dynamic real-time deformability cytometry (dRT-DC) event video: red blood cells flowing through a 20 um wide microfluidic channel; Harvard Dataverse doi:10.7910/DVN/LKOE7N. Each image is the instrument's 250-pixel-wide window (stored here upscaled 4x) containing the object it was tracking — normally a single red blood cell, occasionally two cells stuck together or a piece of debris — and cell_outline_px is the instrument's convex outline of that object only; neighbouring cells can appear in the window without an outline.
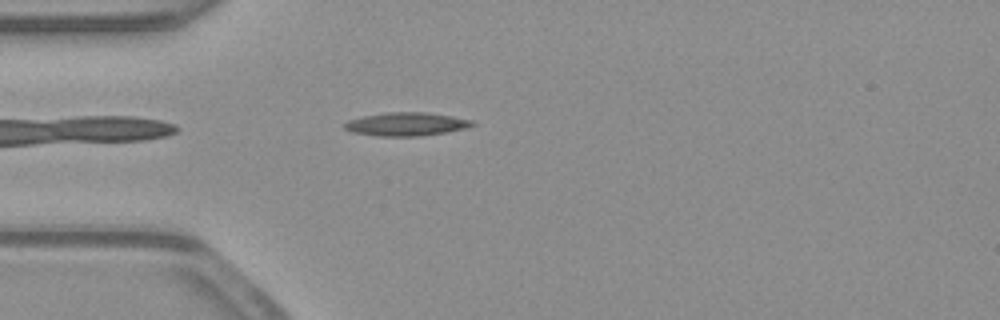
{"species": "common noctule bat (a hibernating species)", "species_latin": "Nyctalus noctula", "temperature_condition": "warm", "stored_images_in_passage": 39, "camera_frame_rate_fps": 3000, "um_per_image_px": 0.085, "animal": {"sex": "male", "body_mass_g": 23.1, "forearm_length_mm": 52.7}, "frame": {"image": 1, "passage_image": 1, "time_ms": 0.0, "image_size_px": [1000, 320], "cell_outline_px": [[476, 124], [464, 128], [444, 132], [416, 136], [376, 136], [352, 132], [344, 128], [344, 124], [348, 120], [364, 116], [388, 112], [424, 112], [452, 116], [472, 120]], "centroid_in_image_um": [34.5, 10.55], "position_along_channel_um": 50.5, "area_um2": 17.17}}
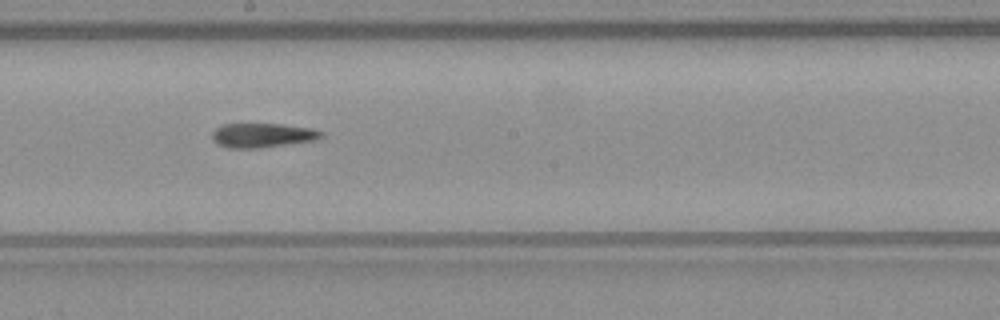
{"frame": {"image": 2, "passage_image": 15, "time_ms": 4.667, "image_size_px": [1000, 320], "cell_outline_px": [[324, 136], [316, 140], [260, 148], [228, 148], [216, 144], [212, 140], [212, 132], [216, 128], [224, 124], [280, 124], [312, 128], [324, 132]], "centroid_in_image_um": [22.31, 11.5], "position_along_channel_um": 225.9, "area_um2": 15.61}}
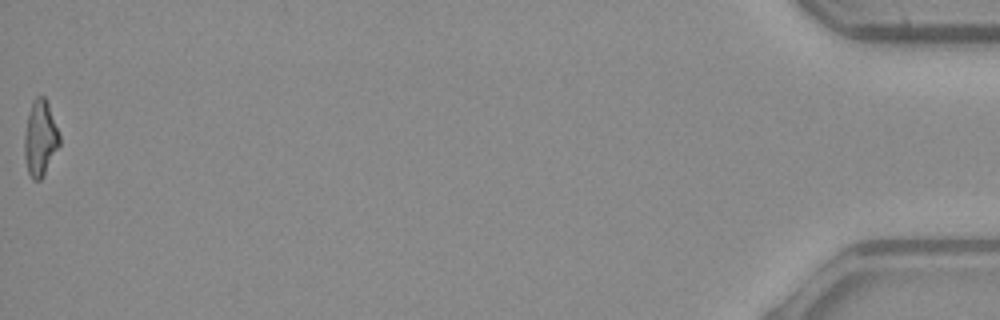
{"frame": {"image": 3, "passage_image": 39, "time_ms": 12.667, "image_size_px": [1000, 320], "cell_outline_px": [[60, 144], [44, 176], [40, 180], [32, 180], [28, 172], [24, 156], [24, 136], [28, 112], [32, 100], [36, 96], [44, 96], [48, 104], [60, 136]], "centroid_in_image_um": [3.41, 11.77], "position_along_channel_um": 431.8, "area_um2": 15.55}, "authors_computed_cell_mechanics": {"area_um2": 15.606, "velocity_mm_per_s": 3.9383, "shape_relaxation_time_tau1_ms": 10.0935, "shape_relaxation_time_tau2_ms": 8.9073, "deformation_change_tau1": 0.2756, "deformation_change_tau2": 0.2583}}